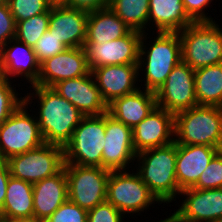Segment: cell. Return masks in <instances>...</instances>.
Masks as SVG:
<instances>
[{
  "label": "cell",
  "mask_w": 222,
  "mask_h": 222,
  "mask_svg": "<svg viewBox=\"0 0 222 222\" xmlns=\"http://www.w3.org/2000/svg\"><path fill=\"white\" fill-rule=\"evenodd\" d=\"M32 94L27 92L24 102L31 104L32 98L38 101L39 112L35 115L44 143L64 147L71 139L75 128L84 115L69 101L60 96L52 87L30 85ZM34 95V96H33ZM32 97V98H31ZM31 100V101H30Z\"/></svg>",
  "instance_id": "6da1fadb"
},
{
  "label": "cell",
  "mask_w": 222,
  "mask_h": 222,
  "mask_svg": "<svg viewBox=\"0 0 222 222\" xmlns=\"http://www.w3.org/2000/svg\"><path fill=\"white\" fill-rule=\"evenodd\" d=\"M177 144L173 141L165 146L144 150L136 155L137 173L150 192L162 203L175 201L181 189L176 179Z\"/></svg>",
  "instance_id": "7a4b0ae2"
},
{
  "label": "cell",
  "mask_w": 222,
  "mask_h": 222,
  "mask_svg": "<svg viewBox=\"0 0 222 222\" xmlns=\"http://www.w3.org/2000/svg\"><path fill=\"white\" fill-rule=\"evenodd\" d=\"M145 34L142 33L140 40L138 72H145L142 74L145 76L144 89L156 93L174 67L182 61L180 36L178 32H157L154 42L151 40L152 44L147 48L148 33Z\"/></svg>",
  "instance_id": "3957f363"
},
{
  "label": "cell",
  "mask_w": 222,
  "mask_h": 222,
  "mask_svg": "<svg viewBox=\"0 0 222 222\" xmlns=\"http://www.w3.org/2000/svg\"><path fill=\"white\" fill-rule=\"evenodd\" d=\"M174 141L222 149V107L197 105L176 113Z\"/></svg>",
  "instance_id": "277c9868"
},
{
  "label": "cell",
  "mask_w": 222,
  "mask_h": 222,
  "mask_svg": "<svg viewBox=\"0 0 222 222\" xmlns=\"http://www.w3.org/2000/svg\"><path fill=\"white\" fill-rule=\"evenodd\" d=\"M218 23L194 22L178 32L182 61L193 70L222 63V29Z\"/></svg>",
  "instance_id": "5b68a950"
},
{
  "label": "cell",
  "mask_w": 222,
  "mask_h": 222,
  "mask_svg": "<svg viewBox=\"0 0 222 222\" xmlns=\"http://www.w3.org/2000/svg\"><path fill=\"white\" fill-rule=\"evenodd\" d=\"M105 113L84 116L63 147L65 164L102 167Z\"/></svg>",
  "instance_id": "8992f818"
},
{
  "label": "cell",
  "mask_w": 222,
  "mask_h": 222,
  "mask_svg": "<svg viewBox=\"0 0 222 222\" xmlns=\"http://www.w3.org/2000/svg\"><path fill=\"white\" fill-rule=\"evenodd\" d=\"M23 102L0 126V160L23 154L44 143L38 121ZM33 116V117H32Z\"/></svg>",
  "instance_id": "52a82bcc"
},
{
  "label": "cell",
  "mask_w": 222,
  "mask_h": 222,
  "mask_svg": "<svg viewBox=\"0 0 222 222\" xmlns=\"http://www.w3.org/2000/svg\"><path fill=\"white\" fill-rule=\"evenodd\" d=\"M10 175L29 183H36L54 176L64 168V149L43 143L37 148L6 160Z\"/></svg>",
  "instance_id": "ba28073f"
},
{
  "label": "cell",
  "mask_w": 222,
  "mask_h": 222,
  "mask_svg": "<svg viewBox=\"0 0 222 222\" xmlns=\"http://www.w3.org/2000/svg\"><path fill=\"white\" fill-rule=\"evenodd\" d=\"M106 201L124 215L147 210L151 204L160 203L150 192L140 175L130 171H110L107 181Z\"/></svg>",
  "instance_id": "9c48e42d"
},
{
  "label": "cell",
  "mask_w": 222,
  "mask_h": 222,
  "mask_svg": "<svg viewBox=\"0 0 222 222\" xmlns=\"http://www.w3.org/2000/svg\"><path fill=\"white\" fill-rule=\"evenodd\" d=\"M68 199L89 211L106 201L110 171L102 167L64 164Z\"/></svg>",
  "instance_id": "30bf717a"
},
{
  "label": "cell",
  "mask_w": 222,
  "mask_h": 222,
  "mask_svg": "<svg viewBox=\"0 0 222 222\" xmlns=\"http://www.w3.org/2000/svg\"><path fill=\"white\" fill-rule=\"evenodd\" d=\"M194 71L183 61L177 64L155 93L157 107L175 115L197 106Z\"/></svg>",
  "instance_id": "8fae6325"
},
{
  "label": "cell",
  "mask_w": 222,
  "mask_h": 222,
  "mask_svg": "<svg viewBox=\"0 0 222 222\" xmlns=\"http://www.w3.org/2000/svg\"><path fill=\"white\" fill-rule=\"evenodd\" d=\"M105 142L102 168L109 171H126L136 159L132 128L105 113Z\"/></svg>",
  "instance_id": "7c38bea8"
},
{
  "label": "cell",
  "mask_w": 222,
  "mask_h": 222,
  "mask_svg": "<svg viewBox=\"0 0 222 222\" xmlns=\"http://www.w3.org/2000/svg\"><path fill=\"white\" fill-rule=\"evenodd\" d=\"M142 33L132 30L124 37L107 43H84L90 70L108 65L138 64Z\"/></svg>",
  "instance_id": "4fadbf2b"
},
{
  "label": "cell",
  "mask_w": 222,
  "mask_h": 222,
  "mask_svg": "<svg viewBox=\"0 0 222 222\" xmlns=\"http://www.w3.org/2000/svg\"><path fill=\"white\" fill-rule=\"evenodd\" d=\"M90 73L84 47L67 48L40 63L38 82L35 85L53 87L60 81Z\"/></svg>",
  "instance_id": "5bb4252c"
},
{
  "label": "cell",
  "mask_w": 222,
  "mask_h": 222,
  "mask_svg": "<svg viewBox=\"0 0 222 222\" xmlns=\"http://www.w3.org/2000/svg\"><path fill=\"white\" fill-rule=\"evenodd\" d=\"M183 200L172 215L179 222H211L222 217V188L181 190Z\"/></svg>",
  "instance_id": "9a60e30c"
},
{
  "label": "cell",
  "mask_w": 222,
  "mask_h": 222,
  "mask_svg": "<svg viewBox=\"0 0 222 222\" xmlns=\"http://www.w3.org/2000/svg\"><path fill=\"white\" fill-rule=\"evenodd\" d=\"M60 96L72 103L84 116L108 112L92 73L60 81L52 87Z\"/></svg>",
  "instance_id": "2e32d148"
},
{
  "label": "cell",
  "mask_w": 222,
  "mask_h": 222,
  "mask_svg": "<svg viewBox=\"0 0 222 222\" xmlns=\"http://www.w3.org/2000/svg\"><path fill=\"white\" fill-rule=\"evenodd\" d=\"M136 154L174 141V114L156 107L139 124L132 128Z\"/></svg>",
  "instance_id": "e0dca14e"
},
{
  "label": "cell",
  "mask_w": 222,
  "mask_h": 222,
  "mask_svg": "<svg viewBox=\"0 0 222 222\" xmlns=\"http://www.w3.org/2000/svg\"><path fill=\"white\" fill-rule=\"evenodd\" d=\"M89 12L54 3L50 8L49 31L67 48L84 47Z\"/></svg>",
  "instance_id": "ac0fdd59"
},
{
  "label": "cell",
  "mask_w": 222,
  "mask_h": 222,
  "mask_svg": "<svg viewBox=\"0 0 222 222\" xmlns=\"http://www.w3.org/2000/svg\"><path fill=\"white\" fill-rule=\"evenodd\" d=\"M91 73L107 105L114 99L141 88L137 87V83L143 81L138 79L141 76L138 64L102 66L92 69Z\"/></svg>",
  "instance_id": "d6986e66"
},
{
  "label": "cell",
  "mask_w": 222,
  "mask_h": 222,
  "mask_svg": "<svg viewBox=\"0 0 222 222\" xmlns=\"http://www.w3.org/2000/svg\"><path fill=\"white\" fill-rule=\"evenodd\" d=\"M0 63L3 78L12 80L13 76L14 78L21 76V79L26 78L24 80H28L27 82L31 85L38 82L40 62L37 60L33 47L16 38L0 48Z\"/></svg>",
  "instance_id": "ffe728a7"
},
{
  "label": "cell",
  "mask_w": 222,
  "mask_h": 222,
  "mask_svg": "<svg viewBox=\"0 0 222 222\" xmlns=\"http://www.w3.org/2000/svg\"><path fill=\"white\" fill-rule=\"evenodd\" d=\"M220 150L206 145L177 144L176 179L179 188L192 187Z\"/></svg>",
  "instance_id": "44dd1931"
},
{
  "label": "cell",
  "mask_w": 222,
  "mask_h": 222,
  "mask_svg": "<svg viewBox=\"0 0 222 222\" xmlns=\"http://www.w3.org/2000/svg\"><path fill=\"white\" fill-rule=\"evenodd\" d=\"M68 199L65 168L54 176L33 184V218L38 222L48 219Z\"/></svg>",
  "instance_id": "7402d4cb"
},
{
  "label": "cell",
  "mask_w": 222,
  "mask_h": 222,
  "mask_svg": "<svg viewBox=\"0 0 222 222\" xmlns=\"http://www.w3.org/2000/svg\"><path fill=\"white\" fill-rule=\"evenodd\" d=\"M157 107L154 92L141 90L114 99L108 104V114L126 126L133 128Z\"/></svg>",
  "instance_id": "603a6c76"
},
{
  "label": "cell",
  "mask_w": 222,
  "mask_h": 222,
  "mask_svg": "<svg viewBox=\"0 0 222 222\" xmlns=\"http://www.w3.org/2000/svg\"><path fill=\"white\" fill-rule=\"evenodd\" d=\"M132 30L110 8L91 11L88 14L85 43L104 44L124 37Z\"/></svg>",
  "instance_id": "cb8c5ba5"
},
{
  "label": "cell",
  "mask_w": 222,
  "mask_h": 222,
  "mask_svg": "<svg viewBox=\"0 0 222 222\" xmlns=\"http://www.w3.org/2000/svg\"><path fill=\"white\" fill-rule=\"evenodd\" d=\"M149 23L156 32H180L194 21L185 11L182 0H149Z\"/></svg>",
  "instance_id": "d4e9b609"
},
{
  "label": "cell",
  "mask_w": 222,
  "mask_h": 222,
  "mask_svg": "<svg viewBox=\"0 0 222 222\" xmlns=\"http://www.w3.org/2000/svg\"><path fill=\"white\" fill-rule=\"evenodd\" d=\"M33 184L10 175L0 218H33Z\"/></svg>",
  "instance_id": "484cf974"
},
{
  "label": "cell",
  "mask_w": 222,
  "mask_h": 222,
  "mask_svg": "<svg viewBox=\"0 0 222 222\" xmlns=\"http://www.w3.org/2000/svg\"><path fill=\"white\" fill-rule=\"evenodd\" d=\"M194 83L198 105L222 107V63L196 69Z\"/></svg>",
  "instance_id": "4316f807"
},
{
  "label": "cell",
  "mask_w": 222,
  "mask_h": 222,
  "mask_svg": "<svg viewBox=\"0 0 222 222\" xmlns=\"http://www.w3.org/2000/svg\"><path fill=\"white\" fill-rule=\"evenodd\" d=\"M149 3V0H110L109 7L131 30L144 33L149 26Z\"/></svg>",
  "instance_id": "83f0119b"
},
{
  "label": "cell",
  "mask_w": 222,
  "mask_h": 222,
  "mask_svg": "<svg viewBox=\"0 0 222 222\" xmlns=\"http://www.w3.org/2000/svg\"><path fill=\"white\" fill-rule=\"evenodd\" d=\"M50 10L29 19L16 22L15 38L28 46L34 47L49 28Z\"/></svg>",
  "instance_id": "f1b7e54d"
},
{
  "label": "cell",
  "mask_w": 222,
  "mask_h": 222,
  "mask_svg": "<svg viewBox=\"0 0 222 222\" xmlns=\"http://www.w3.org/2000/svg\"><path fill=\"white\" fill-rule=\"evenodd\" d=\"M53 4L52 0H8L7 3L15 22L48 12Z\"/></svg>",
  "instance_id": "f546056e"
},
{
  "label": "cell",
  "mask_w": 222,
  "mask_h": 222,
  "mask_svg": "<svg viewBox=\"0 0 222 222\" xmlns=\"http://www.w3.org/2000/svg\"><path fill=\"white\" fill-rule=\"evenodd\" d=\"M2 78L0 80V126L24 102L23 96L19 97L12 81ZM14 87V89H13Z\"/></svg>",
  "instance_id": "4dcf8cb0"
},
{
  "label": "cell",
  "mask_w": 222,
  "mask_h": 222,
  "mask_svg": "<svg viewBox=\"0 0 222 222\" xmlns=\"http://www.w3.org/2000/svg\"><path fill=\"white\" fill-rule=\"evenodd\" d=\"M195 189L222 188V150H220L192 186Z\"/></svg>",
  "instance_id": "1f68e13d"
},
{
  "label": "cell",
  "mask_w": 222,
  "mask_h": 222,
  "mask_svg": "<svg viewBox=\"0 0 222 222\" xmlns=\"http://www.w3.org/2000/svg\"><path fill=\"white\" fill-rule=\"evenodd\" d=\"M66 49L67 47L63 43L59 42V39L53 33H50L49 28L33 47L37 60L40 63Z\"/></svg>",
  "instance_id": "d6a6232c"
},
{
  "label": "cell",
  "mask_w": 222,
  "mask_h": 222,
  "mask_svg": "<svg viewBox=\"0 0 222 222\" xmlns=\"http://www.w3.org/2000/svg\"><path fill=\"white\" fill-rule=\"evenodd\" d=\"M88 211L67 199L45 222H87Z\"/></svg>",
  "instance_id": "836d02e7"
},
{
  "label": "cell",
  "mask_w": 222,
  "mask_h": 222,
  "mask_svg": "<svg viewBox=\"0 0 222 222\" xmlns=\"http://www.w3.org/2000/svg\"><path fill=\"white\" fill-rule=\"evenodd\" d=\"M124 216L111 203L104 201L88 211L87 222H124Z\"/></svg>",
  "instance_id": "e575fe53"
},
{
  "label": "cell",
  "mask_w": 222,
  "mask_h": 222,
  "mask_svg": "<svg viewBox=\"0 0 222 222\" xmlns=\"http://www.w3.org/2000/svg\"><path fill=\"white\" fill-rule=\"evenodd\" d=\"M16 36V22L7 4L0 5V48Z\"/></svg>",
  "instance_id": "d590c367"
},
{
  "label": "cell",
  "mask_w": 222,
  "mask_h": 222,
  "mask_svg": "<svg viewBox=\"0 0 222 222\" xmlns=\"http://www.w3.org/2000/svg\"><path fill=\"white\" fill-rule=\"evenodd\" d=\"M213 0H182L185 11L194 22H213L212 17H208L205 8L210 7Z\"/></svg>",
  "instance_id": "8d00e7d4"
},
{
  "label": "cell",
  "mask_w": 222,
  "mask_h": 222,
  "mask_svg": "<svg viewBox=\"0 0 222 222\" xmlns=\"http://www.w3.org/2000/svg\"><path fill=\"white\" fill-rule=\"evenodd\" d=\"M61 4L69 8L91 12L109 7L110 0H63Z\"/></svg>",
  "instance_id": "74e56055"
},
{
  "label": "cell",
  "mask_w": 222,
  "mask_h": 222,
  "mask_svg": "<svg viewBox=\"0 0 222 222\" xmlns=\"http://www.w3.org/2000/svg\"><path fill=\"white\" fill-rule=\"evenodd\" d=\"M10 178V170L6 161L0 160V211L3 209L6 197L7 183Z\"/></svg>",
  "instance_id": "f35d334b"
},
{
  "label": "cell",
  "mask_w": 222,
  "mask_h": 222,
  "mask_svg": "<svg viewBox=\"0 0 222 222\" xmlns=\"http://www.w3.org/2000/svg\"><path fill=\"white\" fill-rule=\"evenodd\" d=\"M0 222H38L34 218H0Z\"/></svg>",
  "instance_id": "ab89813d"
},
{
  "label": "cell",
  "mask_w": 222,
  "mask_h": 222,
  "mask_svg": "<svg viewBox=\"0 0 222 222\" xmlns=\"http://www.w3.org/2000/svg\"><path fill=\"white\" fill-rule=\"evenodd\" d=\"M158 222H179L173 215H171L170 217L164 219V220H160Z\"/></svg>",
  "instance_id": "60d3db41"
},
{
  "label": "cell",
  "mask_w": 222,
  "mask_h": 222,
  "mask_svg": "<svg viewBox=\"0 0 222 222\" xmlns=\"http://www.w3.org/2000/svg\"><path fill=\"white\" fill-rule=\"evenodd\" d=\"M8 3V0H0V5H4V4H7Z\"/></svg>",
  "instance_id": "b9f144b4"
},
{
  "label": "cell",
  "mask_w": 222,
  "mask_h": 222,
  "mask_svg": "<svg viewBox=\"0 0 222 222\" xmlns=\"http://www.w3.org/2000/svg\"><path fill=\"white\" fill-rule=\"evenodd\" d=\"M211 222H222V217L221 218H218L217 220H213Z\"/></svg>",
  "instance_id": "7bdbcfd3"
},
{
  "label": "cell",
  "mask_w": 222,
  "mask_h": 222,
  "mask_svg": "<svg viewBox=\"0 0 222 222\" xmlns=\"http://www.w3.org/2000/svg\"><path fill=\"white\" fill-rule=\"evenodd\" d=\"M3 78L2 76V70H1V63H0V80Z\"/></svg>",
  "instance_id": "ee69618b"
},
{
  "label": "cell",
  "mask_w": 222,
  "mask_h": 222,
  "mask_svg": "<svg viewBox=\"0 0 222 222\" xmlns=\"http://www.w3.org/2000/svg\"><path fill=\"white\" fill-rule=\"evenodd\" d=\"M54 3H61L63 0H52Z\"/></svg>",
  "instance_id": "f6af8a7d"
}]
</instances>
